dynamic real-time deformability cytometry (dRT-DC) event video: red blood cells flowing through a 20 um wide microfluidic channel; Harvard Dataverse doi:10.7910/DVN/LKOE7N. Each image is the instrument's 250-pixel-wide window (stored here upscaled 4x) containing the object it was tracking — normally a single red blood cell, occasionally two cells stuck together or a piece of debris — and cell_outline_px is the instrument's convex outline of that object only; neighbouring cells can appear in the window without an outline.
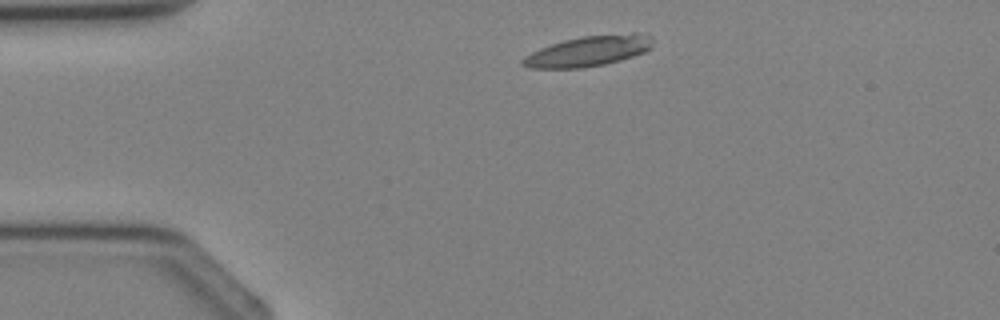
{"species": "Egyptian fruit bat (a non-hibernating species)", "species_latin": "Rousettus aegyptiacus", "temperature_condition": "cold", "stored_images_in_passage": 1, "camera_frame_rate_fps": 3000, "um_per_image_px": 0.085, "animal": {"sex": "female"}, "frame": {"image": 1, "passage_image": 1, "time_ms": 0.0, "image_size_px": [1000, 320], "cell_outline_px": [[652, 48], [644, 52], [620, 60], [604, 64], [584, 68], [532, 68], [520, 64], [520, 60], [524, 56], [540, 48], [564, 40], [584, 36], [632, 32], [636, 32], [652, 36]], "centroid_in_image_um": [50.03, 4.33], "position_along_channel_um": 35.0, "area_um2": 23.12}}